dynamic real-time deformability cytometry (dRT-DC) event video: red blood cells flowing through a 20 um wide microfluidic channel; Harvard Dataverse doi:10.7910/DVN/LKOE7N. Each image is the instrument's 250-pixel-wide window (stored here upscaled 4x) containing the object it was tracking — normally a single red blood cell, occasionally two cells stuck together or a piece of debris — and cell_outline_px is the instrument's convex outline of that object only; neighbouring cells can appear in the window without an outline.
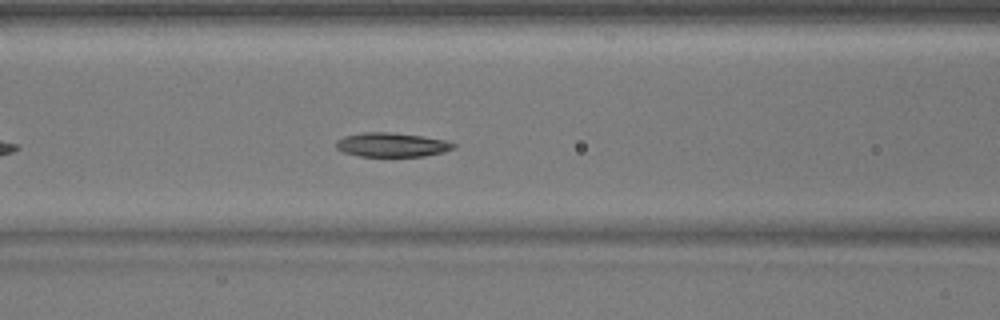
{"species": "common noctule bat (a hibernating species)", "species_latin": "Nyctalus noctula", "temperature_condition": "warm", "stored_images_in_passage": 31, "camera_frame_rate_fps": 3000, "um_per_image_px": 0.085, "animal": {"sex": "male", "body_mass_g": 17.9}, "frame": {"image": 1, "passage_image": 10, "time_ms": 3.0, "image_size_px": [1000, 320], "cell_outline_px": [[456, 144], [452, 148], [444, 152], [424, 156], [360, 156], [344, 152], [336, 148], [336, 140], [344, 136], [364, 132], [392, 132], [448, 140]], "centroid_in_image_um": [33.3, 12.3], "position_along_channel_um": 133.3, "area_um2": 16.47}}